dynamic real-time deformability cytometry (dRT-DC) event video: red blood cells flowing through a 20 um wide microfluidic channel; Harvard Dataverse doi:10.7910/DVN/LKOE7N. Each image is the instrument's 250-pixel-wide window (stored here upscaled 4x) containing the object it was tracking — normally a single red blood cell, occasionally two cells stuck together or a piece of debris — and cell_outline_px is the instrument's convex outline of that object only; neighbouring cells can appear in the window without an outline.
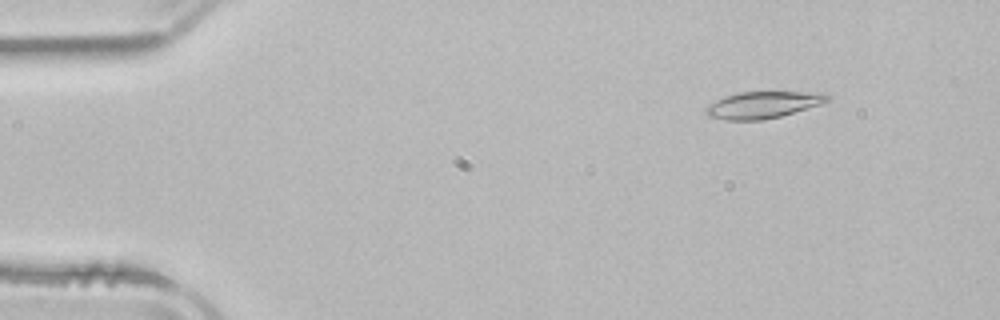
{"species": "common noctule bat (a hibernating species)", "species_latin": "Nyctalus noctula", "temperature_condition": "room temperature", "stored_images_in_passage": 4, "camera_frame_rate_fps": 3000, "um_per_image_px": 0.085, "animal": {"sex": "male", "body_mass_g": 21.5, "forearm_length_mm": 52.0}, "frame": {"image": 1, "passage_image": 2, "time_ms": 1.333, "image_size_px": [1000, 320], "cell_outline_px": [[832, 96], [828, 100], [820, 104], [780, 116], [764, 120], [724, 120], [708, 116], [704, 112], [704, 108], [708, 104], [724, 96], [740, 92], [824, 92]], "centroid_in_image_um": [64.82, 8.91], "position_along_channel_um": 20.2, "area_um2": 19.02}}
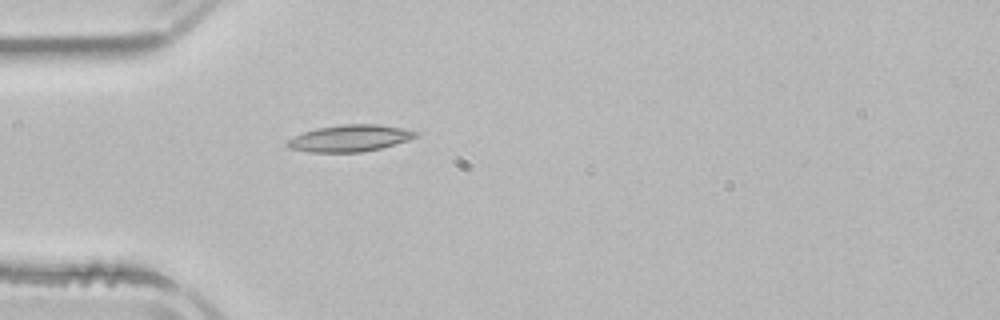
{"frame": {"image": 2, "passage_image": 4, "time_ms": 4.333, "image_size_px": [1000, 320], "cell_outline_px": [[420, 132], [416, 136], [408, 140], [380, 148], [360, 152], [308, 152], [292, 148], [284, 144], [288, 140], [304, 132], [316, 128], [344, 124], [376, 124], [400, 128]], "centroid_in_image_um": [29.73, 11.75], "position_along_channel_um": 55.3, "area_um2": 19.65}}